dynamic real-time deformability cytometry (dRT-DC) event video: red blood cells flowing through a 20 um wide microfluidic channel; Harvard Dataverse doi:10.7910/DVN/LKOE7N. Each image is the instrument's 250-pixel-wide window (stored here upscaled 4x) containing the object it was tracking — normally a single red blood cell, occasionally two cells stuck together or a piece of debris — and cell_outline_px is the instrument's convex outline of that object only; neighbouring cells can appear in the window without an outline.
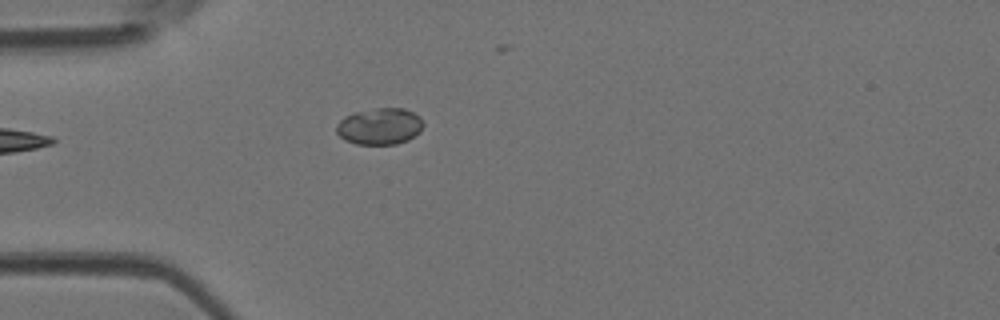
{"species": "Egyptian fruit bat (a non-hibernating species)", "species_latin": "Rousettus aegyptiacus", "temperature_condition": "room temperature", "stored_images_in_passage": 3, "camera_frame_rate_fps": 3000, "um_per_image_px": 0.085, "animal": {"sex": "female"}, "frame": {"image": 1, "passage_image": 1, "time_ms": 0.0, "image_size_px": [1000, 320], "cell_outline_px": [[424, 124], [420, 132], [408, 140], [396, 144], [356, 144], [344, 140], [336, 132], [336, 124], [344, 116], [356, 112], [376, 108], [404, 108], [420, 116]], "centroid_in_image_um": [32.28, 10.74], "position_along_channel_um": 52.7, "area_um2": 18.61}}